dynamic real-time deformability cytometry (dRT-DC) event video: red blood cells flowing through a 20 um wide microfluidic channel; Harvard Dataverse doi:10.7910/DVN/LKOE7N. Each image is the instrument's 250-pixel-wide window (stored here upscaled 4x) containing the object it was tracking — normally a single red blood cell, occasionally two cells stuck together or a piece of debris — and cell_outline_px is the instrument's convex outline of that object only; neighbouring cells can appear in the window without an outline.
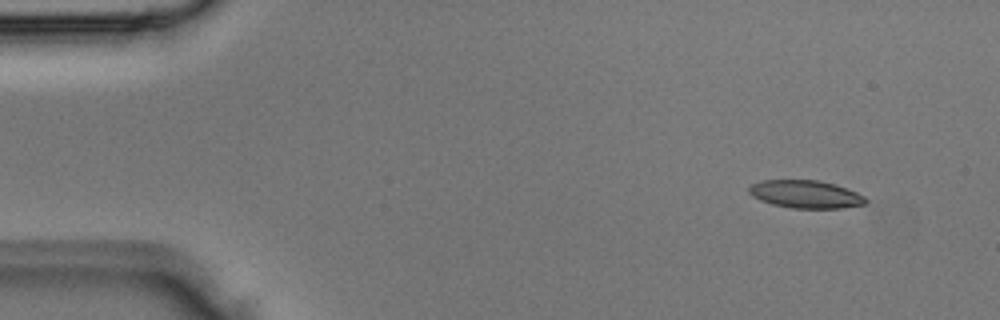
{"species": "Egyptian fruit bat (a non-hibernating species)", "species_latin": "Rousettus aegyptiacus", "temperature_condition": "room temperature", "stored_images_in_passage": 4, "camera_frame_rate_fps": 3000, "um_per_image_px": 0.085, "animal": {"sex": "male"}, "frame": {"image": 1, "passage_image": 4, "time_ms": 1.0, "image_size_px": [1000, 320], "cell_outline_px": [[868, 200], [864, 204], [840, 208], [792, 208], [772, 204], [760, 200], [748, 192], [748, 188], [752, 184], [764, 180], [820, 180], [856, 192], [864, 196]], "centroid_in_image_um": [68.46, 16.51], "position_along_channel_um": 16.5, "area_um2": 18.67}}